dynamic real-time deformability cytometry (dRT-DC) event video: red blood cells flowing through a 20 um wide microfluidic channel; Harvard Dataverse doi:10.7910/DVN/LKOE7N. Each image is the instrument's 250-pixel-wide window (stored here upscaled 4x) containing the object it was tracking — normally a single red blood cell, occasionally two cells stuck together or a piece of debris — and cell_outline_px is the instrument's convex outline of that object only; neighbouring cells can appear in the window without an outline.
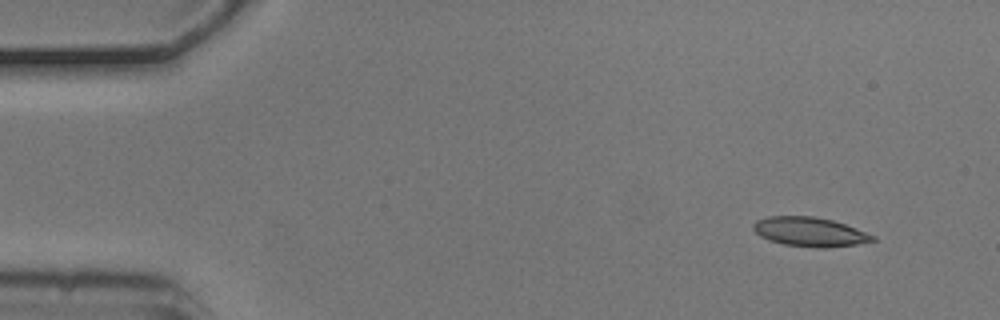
{"species": "common noctule bat (a hibernating species)", "species_latin": "Nyctalus noctula", "temperature_condition": "cold", "stored_images_in_passage": 3, "camera_frame_rate_fps": 3000, "um_per_image_px": 0.085, "animal": {"sex": "male", "body_mass_g": 20.5, "forearm_length_mm": 52.5}, "frame": {"image": 1, "passage_image": 1, "time_ms": 0.0, "image_size_px": [1000, 320], "cell_outline_px": [[876, 240], [856, 244], [824, 248], [820, 248], [784, 244], [760, 236], [752, 228], [752, 224], [756, 220], [768, 216], [816, 216], [832, 220], [856, 228], [876, 236]], "centroid_in_image_um": [68.83, 19.69], "position_along_channel_um": 16.2, "area_um2": 20.23}}